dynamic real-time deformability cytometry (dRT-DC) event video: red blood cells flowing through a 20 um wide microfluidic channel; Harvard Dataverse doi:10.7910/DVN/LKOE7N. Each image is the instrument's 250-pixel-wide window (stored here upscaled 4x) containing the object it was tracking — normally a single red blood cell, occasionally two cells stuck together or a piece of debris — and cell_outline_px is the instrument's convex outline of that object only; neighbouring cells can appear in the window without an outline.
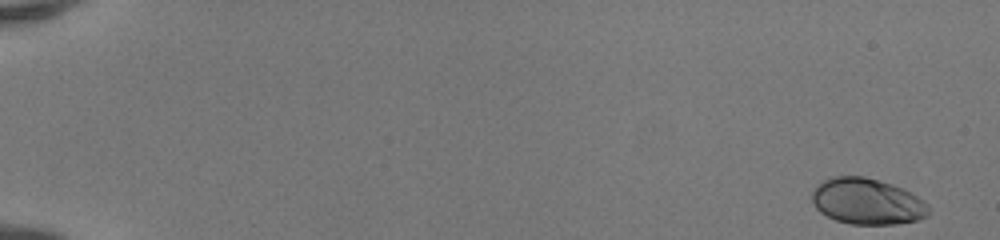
{"species": "human", "species_latin": "Homo sapiens", "temperature_condition": "room temperature", "stored_images_in_passage": 50, "camera_frame_rate_fps": 3000, "um_per_image_px": 0.085, "donor": {"sex": "female"}, "frame": {"image": 1, "passage_image": 1, "time_ms": 0.0, "image_size_px": [1000, 240], "cell_outline_px": [[928, 212], [924, 216], [916, 220], [896, 224], [852, 224], [836, 220], [820, 212], [816, 208], [812, 200], [812, 192], [824, 180], [832, 176], [864, 176], [892, 184], [904, 188], [928, 204]], "centroid_in_image_um": [73.69, 17.11], "position_along_channel_um": 11.3, "area_um2": 31.04}}
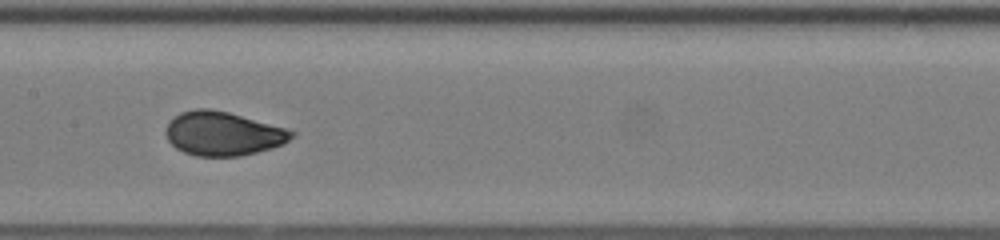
{"frame": {"image": 2, "passage_image": 27, "time_ms": 8.667, "image_size_px": [1000, 240], "cell_outline_px": [[296, 132], [284, 144], [272, 148], [240, 156], [196, 156], [184, 152], [176, 148], [168, 140], [164, 132], [168, 120], [180, 112], [196, 108], [212, 108], [228, 112], [284, 128]], "centroid_in_image_um": [18.89, 11.35], "position_along_channel_um": 188.5, "area_um2": 32.19}}
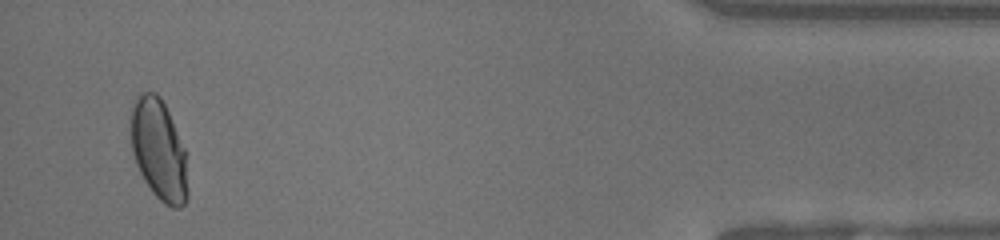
{"frame": {"image": 3, "passage_image": 48, "time_ms": 15.667, "image_size_px": [1000, 240], "cell_outline_px": [[188, 200], [180, 208], [172, 208], [164, 204], [152, 192], [144, 180], [136, 164], [132, 152], [132, 108], [136, 96], [140, 92], [156, 92], [160, 96], [168, 112], [184, 148], [188, 188]], "centroid_in_image_um": [13.51, 12.78], "position_along_channel_um": 421.7, "area_um2": 33.23}, "authors_computed_cell_mechanics": {"area_um2": 31.7322, "velocity_mm_per_s": 4.1948, "shape_relaxation_time_tau1_ms": 3.8211, "shape_relaxation_time_tau2_ms": null, "deformation_change_tau1": 0.1673, "deformation_change_tau2": null}}